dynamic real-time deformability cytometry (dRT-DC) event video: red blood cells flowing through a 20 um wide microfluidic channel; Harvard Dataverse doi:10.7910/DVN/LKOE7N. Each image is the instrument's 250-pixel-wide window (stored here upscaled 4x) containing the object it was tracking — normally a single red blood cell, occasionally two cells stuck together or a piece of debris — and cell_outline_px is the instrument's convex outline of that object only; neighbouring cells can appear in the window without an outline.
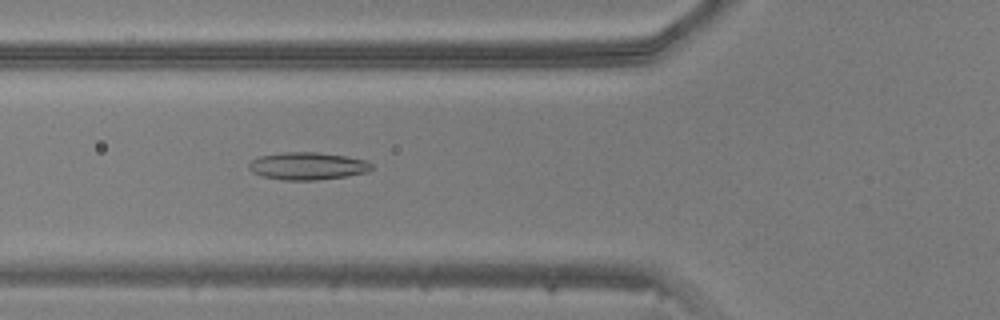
{"species": "common noctule bat (a hibernating species)", "species_latin": "Nyctalus noctula", "temperature_condition": "warm", "stored_images_in_passage": 49, "camera_frame_rate_fps": 3000, "um_per_image_px": 0.085, "animal": {"sex": "male", "body_mass_g": 20.5, "forearm_length_mm": 52.5}, "frame": {"image": 1, "passage_image": 18, "time_ms": 5.667, "image_size_px": [1000, 320], "cell_outline_px": [[372, 168], [368, 172], [348, 176], [316, 180], [284, 180], [260, 176], [252, 172], [248, 168], [248, 164], [252, 160], [260, 156], [284, 152], [316, 152], [348, 156], [364, 160], [372, 164]], "centroid_in_image_um": [26.14, 14.11], "position_along_channel_um": 99.7, "area_um2": 19.77}}
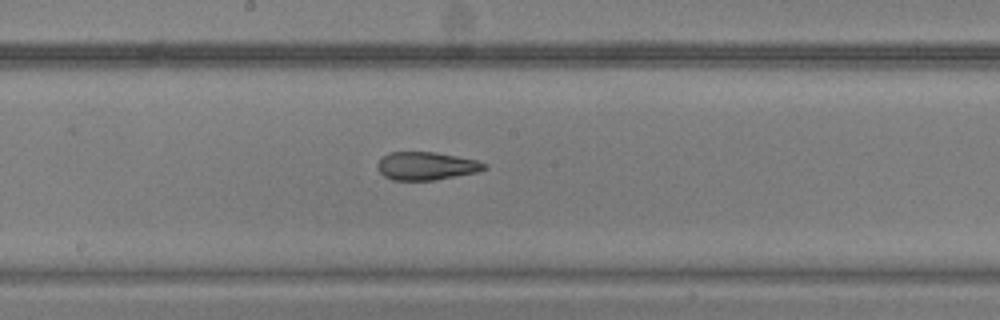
{"frame": {"image": 2, "passage_image": 26, "time_ms": 8.333, "image_size_px": [1000, 320], "cell_outline_px": [[488, 168], [476, 172], [436, 180], [392, 180], [384, 176], [376, 168], [376, 164], [388, 152], [436, 152], [476, 160], [488, 164]], "centroid_in_image_um": [36.23, 14.11], "position_along_channel_um": 212.0, "area_um2": 17.51}}
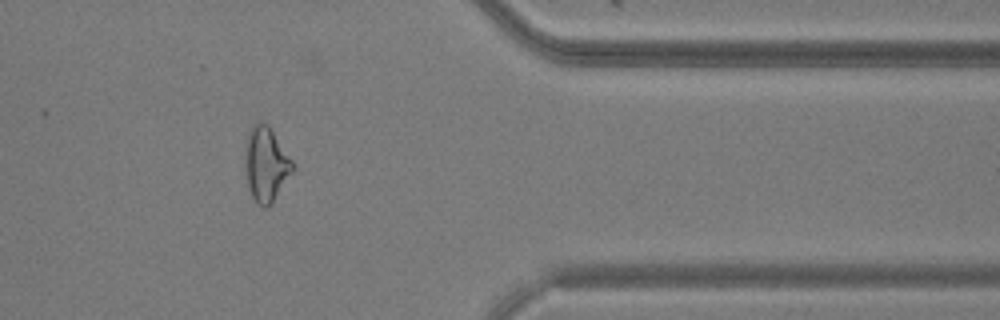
{"frame": {"image": 3, "passage_image": 40, "time_ms": 13.0, "image_size_px": [1000, 320], "cell_outline_px": [[292, 172], [272, 204], [264, 208], [256, 204], [252, 196], [248, 184], [244, 156], [244, 148], [248, 132], [252, 124], [260, 120], [268, 124], [292, 160]], "centroid_in_image_um": [22.58, 13.94], "position_along_channel_um": 388.8, "area_um2": 20.69}}